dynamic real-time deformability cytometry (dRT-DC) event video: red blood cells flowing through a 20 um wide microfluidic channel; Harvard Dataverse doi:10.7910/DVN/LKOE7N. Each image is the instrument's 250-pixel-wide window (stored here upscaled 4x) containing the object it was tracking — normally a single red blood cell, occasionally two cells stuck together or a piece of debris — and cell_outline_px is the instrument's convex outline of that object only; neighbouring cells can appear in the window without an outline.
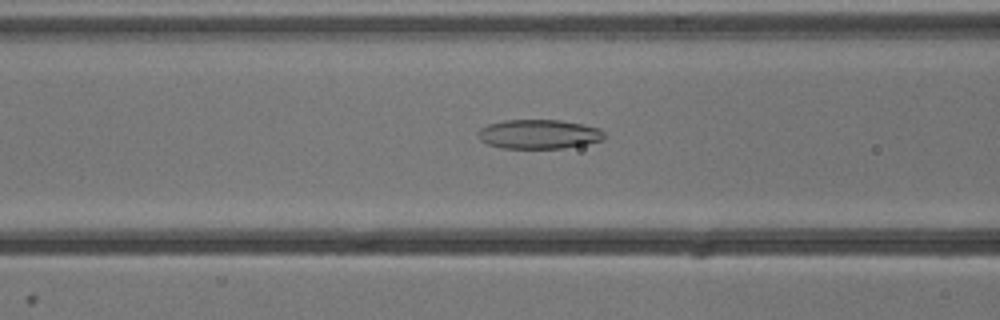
{"species": "common noctule bat (a hibernating species)", "species_latin": "Nyctalus noctula", "temperature_condition": "cold", "stored_images_in_passage": 12, "camera_frame_rate_fps": 3000, "um_per_image_px": 0.085, "animal": {"sex": "male", "body_mass_g": 13.3}, "frame": {"image": 1, "passage_image": 10, "time_ms": 3.0, "image_size_px": [1000, 320], "cell_outline_px": [[604, 140], [564, 148], [500, 148], [488, 144], [480, 140], [480, 128], [488, 124], [504, 120], [560, 120], [584, 124], [600, 128], [604, 132]], "centroid_in_image_um": [45.83, 11.4], "position_along_channel_um": 120.8, "area_um2": 21.5}}